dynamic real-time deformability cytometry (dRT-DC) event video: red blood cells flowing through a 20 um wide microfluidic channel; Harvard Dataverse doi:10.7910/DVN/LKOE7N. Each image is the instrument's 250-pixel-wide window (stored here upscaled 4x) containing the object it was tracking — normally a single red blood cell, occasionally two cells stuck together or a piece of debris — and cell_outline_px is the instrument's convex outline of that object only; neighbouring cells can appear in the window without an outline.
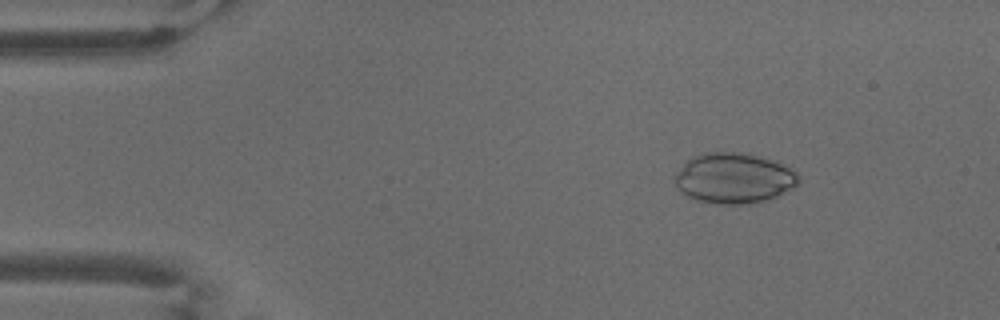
{"species": "common noctule bat (a hibernating species)", "species_latin": "Nyctalus noctula", "temperature_condition": "warm", "stored_images_in_passage": 2, "camera_frame_rate_fps": 3000, "um_per_image_px": 0.085, "animal": {"sex": "male", "body_mass_g": 18.8}, "frame": {"image": 1, "passage_image": 1, "time_ms": 0.0, "image_size_px": [1000, 320], "cell_outline_px": [[800, 180], [792, 188], [776, 196], [764, 200], [748, 204], [716, 204], [692, 200], [684, 196], [680, 192], [676, 184], [676, 172], [692, 156], [704, 152], [748, 152], [776, 160], [792, 168], [800, 176]], "centroid_in_image_um": [62.38, 15.13], "position_along_channel_um": 22.6, "area_um2": 36.93}}